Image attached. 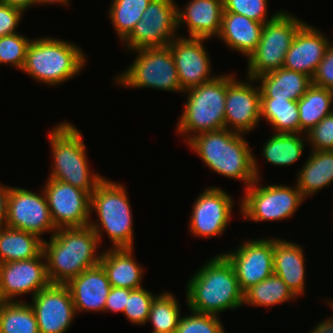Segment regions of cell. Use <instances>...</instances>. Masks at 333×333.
Masks as SVG:
<instances>
[{
	"mask_svg": "<svg viewBox=\"0 0 333 333\" xmlns=\"http://www.w3.org/2000/svg\"><path fill=\"white\" fill-rule=\"evenodd\" d=\"M309 150H333V112L306 133Z\"/></svg>",
	"mask_w": 333,
	"mask_h": 333,
	"instance_id": "cell-40",
	"label": "cell"
},
{
	"mask_svg": "<svg viewBox=\"0 0 333 333\" xmlns=\"http://www.w3.org/2000/svg\"><path fill=\"white\" fill-rule=\"evenodd\" d=\"M309 153L294 180L305 199L333 183V150H309Z\"/></svg>",
	"mask_w": 333,
	"mask_h": 333,
	"instance_id": "cell-27",
	"label": "cell"
},
{
	"mask_svg": "<svg viewBox=\"0 0 333 333\" xmlns=\"http://www.w3.org/2000/svg\"><path fill=\"white\" fill-rule=\"evenodd\" d=\"M131 291L132 290L128 288L112 287L106 299L104 313H123L127 303V298L129 297Z\"/></svg>",
	"mask_w": 333,
	"mask_h": 333,
	"instance_id": "cell-43",
	"label": "cell"
},
{
	"mask_svg": "<svg viewBox=\"0 0 333 333\" xmlns=\"http://www.w3.org/2000/svg\"><path fill=\"white\" fill-rule=\"evenodd\" d=\"M70 1L71 0H35V6L37 5H56V4H60V5H62L63 7H69V5H71L70 4Z\"/></svg>",
	"mask_w": 333,
	"mask_h": 333,
	"instance_id": "cell-47",
	"label": "cell"
},
{
	"mask_svg": "<svg viewBox=\"0 0 333 333\" xmlns=\"http://www.w3.org/2000/svg\"><path fill=\"white\" fill-rule=\"evenodd\" d=\"M185 287L187 308L197 313L219 316L221 312L243 306L244 292L234 267L221 252L207 259Z\"/></svg>",
	"mask_w": 333,
	"mask_h": 333,
	"instance_id": "cell-2",
	"label": "cell"
},
{
	"mask_svg": "<svg viewBox=\"0 0 333 333\" xmlns=\"http://www.w3.org/2000/svg\"><path fill=\"white\" fill-rule=\"evenodd\" d=\"M305 142L306 134L273 133L261 147V155L266 163L274 167L290 166L301 159L305 144H308Z\"/></svg>",
	"mask_w": 333,
	"mask_h": 333,
	"instance_id": "cell-28",
	"label": "cell"
},
{
	"mask_svg": "<svg viewBox=\"0 0 333 333\" xmlns=\"http://www.w3.org/2000/svg\"><path fill=\"white\" fill-rule=\"evenodd\" d=\"M264 24L233 12H223L218 36L226 48L239 52L246 60L256 50Z\"/></svg>",
	"mask_w": 333,
	"mask_h": 333,
	"instance_id": "cell-25",
	"label": "cell"
},
{
	"mask_svg": "<svg viewBox=\"0 0 333 333\" xmlns=\"http://www.w3.org/2000/svg\"><path fill=\"white\" fill-rule=\"evenodd\" d=\"M312 85L333 91V42L329 44L323 59L312 76Z\"/></svg>",
	"mask_w": 333,
	"mask_h": 333,
	"instance_id": "cell-41",
	"label": "cell"
},
{
	"mask_svg": "<svg viewBox=\"0 0 333 333\" xmlns=\"http://www.w3.org/2000/svg\"><path fill=\"white\" fill-rule=\"evenodd\" d=\"M87 54L77 44L50 36L33 38L21 71L45 86L58 87L86 68Z\"/></svg>",
	"mask_w": 333,
	"mask_h": 333,
	"instance_id": "cell-5",
	"label": "cell"
},
{
	"mask_svg": "<svg viewBox=\"0 0 333 333\" xmlns=\"http://www.w3.org/2000/svg\"><path fill=\"white\" fill-rule=\"evenodd\" d=\"M154 294L145 287L132 290L123 312L126 320L137 326L146 325Z\"/></svg>",
	"mask_w": 333,
	"mask_h": 333,
	"instance_id": "cell-39",
	"label": "cell"
},
{
	"mask_svg": "<svg viewBox=\"0 0 333 333\" xmlns=\"http://www.w3.org/2000/svg\"><path fill=\"white\" fill-rule=\"evenodd\" d=\"M45 193L51 219L56 229L89 226L90 194L68 183L47 178Z\"/></svg>",
	"mask_w": 333,
	"mask_h": 333,
	"instance_id": "cell-15",
	"label": "cell"
},
{
	"mask_svg": "<svg viewBox=\"0 0 333 333\" xmlns=\"http://www.w3.org/2000/svg\"><path fill=\"white\" fill-rule=\"evenodd\" d=\"M43 240L47 275L52 284H67L86 269L99 265L102 251L90 227L60 228Z\"/></svg>",
	"mask_w": 333,
	"mask_h": 333,
	"instance_id": "cell-3",
	"label": "cell"
},
{
	"mask_svg": "<svg viewBox=\"0 0 333 333\" xmlns=\"http://www.w3.org/2000/svg\"><path fill=\"white\" fill-rule=\"evenodd\" d=\"M254 79L258 83L261 98L298 101L312 86L311 77L284 67L261 74Z\"/></svg>",
	"mask_w": 333,
	"mask_h": 333,
	"instance_id": "cell-26",
	"label": "cell"
},
{
	"mask_svg": "<svg viewBox=\"0 0 333 333\" xmlns=\"http://www.w3.org/2000/svg\"><path fill=\"white\" fill-rule=\"evenodd\" d=\"M305 22L283 10L274 20L265 23L257 48L247 59L245 77L255 78L282 68L294 36Z\"/></svg>",
	"mask_w": 333,
	"mask_h": 333,
	"instance_id": "cell-10",
	"label": "cell"
},
{
	"mask_svg": "<svg viewBox=\"0 0 333 333\" xmlns=\"http://www.w3.org/2000/svg\"><path fill=\"white\" fill-rule=\"evenodd\" d=\"M82 134L67 120L48 131L52 163L47 178L68 183L91 195L106 177L91 171Z\"/></svg>",
	"mask_w": 333,
	"mask_h": 333,
	"instance_id": "cell-4",
	"label": "cell"
},
{
	"mask_svg": "<svg viewBox=\"0 0 333 333\" xmlns=\"http://www.w3.org/2000/svg\"><path fill=\"white\" fill-rule=\"evenodd\" d=\"M244 191L238 208L241 217L248 222H277L291 218L306 200L296 183L293 186L262 185L261 179H256Z\"/></svg>",
	"mask_w": 333,
	"mask_h": 333,
	"instance_id": "cell-9",
	"label": "cell"
},
{
	"mask_svg": "<svg viewBox=\"0 0 333 333\" xmlns=\"http://www.w3.org/2000/svg\"><path fill=\"white\" fill-rule=\"evenodd\" d=\"M31 38L20 32L0 36V65L22 70Z\"/></svg>",
	"mask_w": 333,
	"mask_h": 333,
	"instance_id": "cell-36",
	"label": "cell"
},
{
	"mask_svg": "<svg viewBox=\"0 0 333 333\" xmlns=\"http://www.w3.org/2000/svg\"><path fill=\"white\" fill-rule=\"evenodd\" d=\"M188 311L181 315L175 333H227L220 316Z\"/></svg>",
	"mask_w": 333,
	"mask_h": 333,
	"instance_id": "cell-37",
	"label": "cell"
},
{
	"mask_svg": "<svg viewBox=\"0 0 333 333\" xmlns=\"http://www.w3.org/2000/svg\"><path fill=\"white\" fill-rule=\"evenodd\" d=\"M0 333H39L36 315L28 301L0 302Z\"/></svg>",
	"mask_w": 333,
	"mask_h": 333,
	"instance_id": "cell-33",
	"label": "cell"
},
{
	"mask_svg": "<svg viewBox=\"0 0 333 333\" xmlns=\"http://www.w3.org/2000/svg\"><path fill=\"white\" fill-rule=\"evenodd\" d=\"M308 333H333V315L319 321Z\"/></svg>",
	"mask_w": 333,
	"mask_h": 333,
	"instance_id": "cell-45",
	"label": "cell"
},
{
	"mask_svg": "<svg viewBox=\"0 0 333 333\" xmlns=\"http://www.w3.org/2000/svg\"><path fill=\"white\" fill-rule=\"evenodd\" d=\"M222 254L233 265L243 292L274 274L273 237L246 239Z\"/></svg>",
	"mask_w": 333,
	"mask_h": 333,
	"instance_id": "cell-16",
	"label": "cell"
},
{
	"mask_svg": "<svg viewBox=\"0 0 333 333\" xmlns=\"http://www.w3.org/2000/svg\"><path fill=\"white\" fill-rule=\"evenodd\" d=\"M131 203L126 186L105 178L90 196V216L96 213V219H90L89 226L95 231L101 247L103 233L111 241V248L134 247V222Z\"/></svg>",
	"mask_w": 333,
	"mask_h": 333,
	"instance_id": "cell-6",
	"label": "cell"
},
{
	"mask_svg": "<svg viewBox=\"0 0 333 333\" xmlns=\"http://www.w3.org/2000/svg\"><path fill=\"white\" fill-rule=\"evenodd\" d=\"M40 193L22 187L11 186L7 199V215L5 226L27 231L42 238V234L57 231L51 219L45 193L41 187Z\"/></svg>",
	"mask_w": 333,
	"mask_h": 333,
	"instance_id": "cell-13",
	"label": "cell"
},
{
	"mask_svg": "<svg viewBox=\"0 0 333 333\" xmlns=\"http://www.w3.org/2000/svg\"><path fill=\"white\" fill-rule=\"evenodd\" d=\"M134 248H102L100 265L112 287L131 290L143 287L144 268L134 259Z\"/></svg>",
	"mask_w": 333,
	"mask_h": 333,
	"instance_id": "cell-24",
	"label": "cell"
},
{
	"mask_svg": "<svg viewBox=\"0 0 333 333\" xmlns=\"http://www.w3.org/2000/svg\"><path fill=\"white\" fill-rule=\"evenodd\" d=\"M324 302H326L327 303V305H328V307L330 306V307H332V309H333V298L332 299H326V300H324Z\"/></svg>",
	"mask_w": 333,
	"mask_h": 333,
	"instance_id": "cell-48",
	"label": "cell"
},
{
	"mask_svg": "<svg viewBox=\"0 0 333 333\" xmlns=\"http://www.w3.org/2000/svg\"><path fill=\"white\" fill-rule=\"evenodd\" d=\"M244 137V134L224 128L196 134L186 145L211 171L241 181L246 189L256 179H262V173L258 159Z\"/></svg>",
	"mask_w": 333,
	"mask_h": 333,
	"instance_id": "cell-1",
	"label": "cell"
},
{
	"mask_svg": "<svg viewBox=\"0 0 333 333\" xmlns=\"http://www.w3.org/2000/svg\"><path fill=\"white\" fill-rule=\"evenodd\" d=\"M234 198L218 186L206 187L192 204L188 231L194 237H220L232 219Z\"/></svg>",
	"mask_w": 333,
	"mask_h": 333,
	"instance_id": "cell-14",
	"label": "cell"
},
{
	"mask_svg": "<svg viewBox=\"0 0 333 333\" xmlns=\"http://www.w3.org/2000/svg\"><path fill=\"white\" fill-rule=\"evenodd\" d=\"M204 38L177 36L168 44L183 91L213 80L212 61ZM213 73V74H212Z\"/></svg>",
	"mask_w": 333,
	"mask_h": 333,
	"instance_id": "cell-19",
	"label": "cell"
},
{
	"mask_svg": "<svg viewBox=\"0 0 333 333\" xmlns=\"http://www.w3.org/2000/svg\"><path fill=\"white\" fill-rule=\"evenodd\" d=\"M49 284L43 251L33 259L0 264V301H24L22 295L32 298Z\"/></svg>",
	"mask_w": 333,
	"mask_h": 333,
	"instance_id": "cell-17",
	"label": "cell"
},
{
	"mask_svg": "<svg viewBox=\"0 0 333 333\" xmlns=\"http://www.w3.org/2000/svg\"><path fill=\"white\" fill-rule=\"evenodd\" d=\"M135 58L127 68L114 75L113 83L128 89H155L182 94L177 69L169 46L132 50Z\"/></svg>",
	"mask_w": 333,
	"mask_h": 333,
	"instance_id": "cell-8",
	"label": "cell"
},
{
	"mask_svg": "<svg viewBox=\"0 0 333 333\" xmlns=\"http://www.w3.org/2000/svg\"><path fill=\"white\" fill-rule=\"evenodd\" d=\"M0 2L18 8L24 13L35 6V0H0Z\"/></svg>",
	"mask_w": 333,
	"mask_h": 333,
	"instance_id": "cell-46",
	"label": "cell"
},
{
	"mask_svg": "<svg viewBox=\"0 0 333 333\" xmlns=\"http://www.w3.org/2000/svg\"><path fill=\"white\" fill-rule=\"evenodd\" d=\"M226 93L227 73H219L213 80L182 93L186 103L175 130L184 142L196 134L225 128Z\"/></svg>",
	"mask_w": 333,
	"mask_h": 333,
	"instance_id": "cell-7",
	"label": "cell"
},
{
	"mask_svg": "<svg viewBox=\"0 0 333 333\" xmlns=\"http://www.w3.org/2000/svg\"><path fill=\"white\" fill-rule=\"evenodd\" d=\"M66 285L70 290L76 314L104 313L106 299L112 286L100 264L86 269Z\"/></svg>",
	"mask_w": 333,
	"mask_h": 333,
	"instance_id": "cell-21",
	"label": "cell"
},
{
	"mask_svg": "<svg viewBox=\"0 0 333 333\" xmlns=\"http://www.w3.org/2000/svg\"><path fill=\"white\" fill-rule=\"evenodd\" d=\"M238 79L227 73V93L225 99V128L247 135L257 129L261 121V92L254 78Z\"/></svg>",
	"mask_w": 333,
	"mask_h": 333,
	"instance_id": "cell-12",
	"label": "cell"
},
{
	"mask_svg": "<svg viewBox=\"0 0 333 333\" xmlns=\"http://www.w3.org/2000/svg\"><path fill=\"white\" fill-rule=\"evenodd\" d=\"M152 0H112L108 6L111 24L121 42L132 32L136 23L141 20L147 6Z\"/></svg>",
	"mask_w": 333,
	"mask_h": 333,
	"instance_id": "cell-35",
	"label": "cell"
},
{
	"mask_svg": "<svg viewBox=\"0 0 333 333\" xmlns=\"http://www.w3.org/2000/svg\"><path fill=\"white\" fill-rule=\"evenodd\" d=\"M297 104L299 134H306L333 112V91L312 85Z\"/></svg>",
	"mask_w": 333,
	"mask_h": 333,
	"instance_id": "cell-30",
	"label": "cell"
},
{
	"mask_svg": "<svg viewBox=\"0 0 333 333\" xmlns=\"http://www.w3.org/2000/svg\"><path fill=\"white\" fill-rule=\"evenodd\" d=\"M330 43L327 34L306 21L295 34L283 67L312 78Z\"/></svg>",
	"mask_w": 333,
	"mask_h": 333,
	"instance_id": "cell-20",
	"label": "cell"
},
{
	"mask_svg": "<svg viewBox=\"0 0 333 333\" xmlns=\"http://www.w3.org/2000/svg\"><path fill=\"white\" fill-rule=\"evenodd\" d=\"M24 12L18 8L11 7L0 2V36H7L18 33Z\"/></svg>",
	"mask_w": 333,
	"mask_h": 333,
	"instance_id": "cell-42",
	"label": "cell"
},
{
	"mask_svg": "<svg viewBox=\"0 0 333 333\" xmlns=\"http://www.w3.org/2000/svg\"><path fill=\"white\" fill-rule=\"evenodd\" d=\"M173 292L162 291L152 300L147 323L152 333H175L181 317V304Z\"/></svg>",
	"mask_w": 333,
	"mask_h": 333,
	"instance_id": "cell-34",
	"label": "cell"
},
{
	"mask_svg": "<svg viewBox=\"0 0 333 333\" xmlns=\"http://www.w3.org/2000/svg\"><path fill=\"white\" fill-rule=\"evenodd\" d=\"M304 248L300 243L273 237L274 274L279 276L299 298L306 291Z\"/></svg>",
	"mask_w": 333,
	"mask_h": 333,
	"instance_id": "cell-23",
	"label": "cell"
},
{
	"mask_svg": "<svg viewBox=\"0 0 333 333\" xmlns=\"http://www.w3.org/2000/svg\"><path fill=\"white\" fill-rule=\"evenodd\" d=\"M177 7L178 31L187 27L190 38L218 37L224 11L223 0H189ZM185 25V26H184Z\"/></svg>",
	"mask_w": 333,
	"mask_h": 333,
	"instance_id": "cell-22",
	"label": "cell"
},
{
	"mask_svg": "<svg viewBox=\"0 0 333 333\" xmlns=\"http://www.w3.org/2000/svg\"><path fill=\"white\" fill-rule=\"evenodd\" d=\"M11 186L0 182V228L5 226L7 215V199Z\"/></svg>",
	"mask_w": 333,
	"mask_h": 333,
	"instance_id": "cell-44",
	"label": "cell"
},
{
	"mask_svg": "<svg viewBox=\"0 0 333 333\" xmlns=\"http://www.w3.org/2000/svg\"><path fill=\"white\" fill-rule=\"evenodd\" d=\"M30 299L29 304L36 315L39 333H66L77 317L66 284L50 283Z\"/></svg>",
	"mask_w": 333,
	"mask_h": 333,
	"instance_id": "cell-18",
	"label": "cell"
},
{
	"mask_svg": "<svg viewBox=\"0 0 333 333\" xmlns=\"http://www.w3.org/2000/svg\"><path fill=\"white\" fill-rule=\"evenodd\" d=\"M261 120H266L273 133L299 134V109L297 101L261 98Z\"/></svg>",
	"mask_w": 333,
	"mask_h": 333,
	"instance_id": "cell-31",
	"label": "cell"
},
{
	"mask_svg": "<svg viewBox=\"0 0 333 333\" xmlns=\"http://www.w3.org/2000/svg\"><path fill=\"white\" fill-rule=\"evenodd\" d=\"M175 0H152L132 32L121 42L125 52L147 47L168 46L178 33Z\"/></svg>",
	"mask_w": 333,
	"mask_h": 333,
	"instance_id": "cell-11",
	"label": "cell"
},
{
	"mask_svg": "<svg viewBox=\"0 0 333 333\" xmlns=\"http://www.w3.org/2000/svg\"><path fill=\"white\" fill-rule=\"evenodd\" d=\"M43 251V240L27 231L0 228V264L29 260Z\"/></svg>",
	"mask_w": 333,
	"mask_h": 333,
	"instance_id": "cell-29",
	"label": "cell"
},
{
	"mask_svg": "<svg viewBox=\"0 0 333 333\" xmlns=\"http://www.w3.org/2000/svg\"><path fill=\"white\" fill-rule=\"evenodd\" d=\"M298 297L287 284L276 274L251 286L244 292L243 306L273 307L282 303L295 301Z\"/></svg>",
	"mask_w": 333,
	"mask_h": 333,
	"instance_id": "cell-32",
	"label": "cell"
},
{
	"mask_svg": "<svg viewBox=\"0 0 333 333\" xmlns=\"http://www.w3.org/2000/svg\"><path fill=\"white\" fill-rule=\"evenodd\" d=\"M268 1L269 0H223V12H233L265 24L274 20L283 11V9H279L269 16Z\"/></svg>",
	"mask_w": 333,
	"mask_h": 333,
	"instance_id": "cell-38",
	"label": "cell"
}]
</instances>
